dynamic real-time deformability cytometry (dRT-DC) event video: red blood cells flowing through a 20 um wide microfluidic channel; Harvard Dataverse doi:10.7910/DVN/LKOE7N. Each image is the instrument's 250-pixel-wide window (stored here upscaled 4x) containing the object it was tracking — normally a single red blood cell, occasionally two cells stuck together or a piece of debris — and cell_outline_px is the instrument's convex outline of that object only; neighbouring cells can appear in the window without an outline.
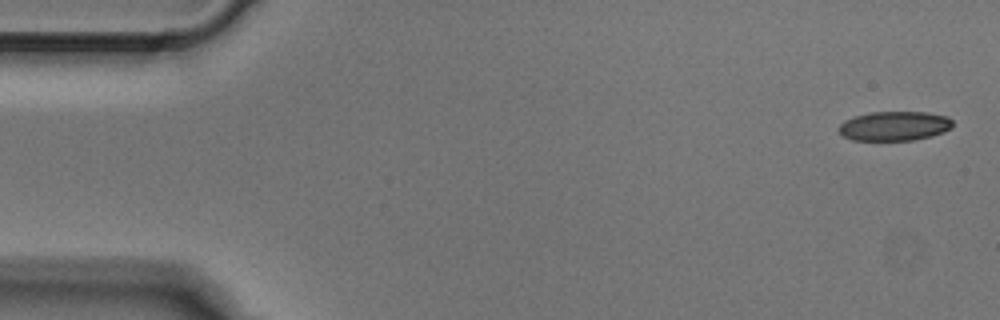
{"species": "Egyptian fruit bat (a non-hibernating species)", "species_latin": "Rousettus aegyptiacus", "temperature_condition": "cold", "stored_images_in_passage": 5, "camera_frame_rate_fps": 3000, "um_per_image_px": 0.085, "animal": {"sex": "male"}, "frame": {"image": 1, "passage_image": 1, "time_ms": 0.0, "image_size_px": [1000, 320], "cell_outline_px": [[952, 128], [944, 132], [932, 136], [912, 140], [852, 140], [844, 136], [836, 128], [844, 120], [868, 112], [928, 112], [948, 116], [952, 120]], "centroid_in_image_um": [76.04, 10.7], "position_along_channel_um": 9.0, "area_um2": 19.65}}
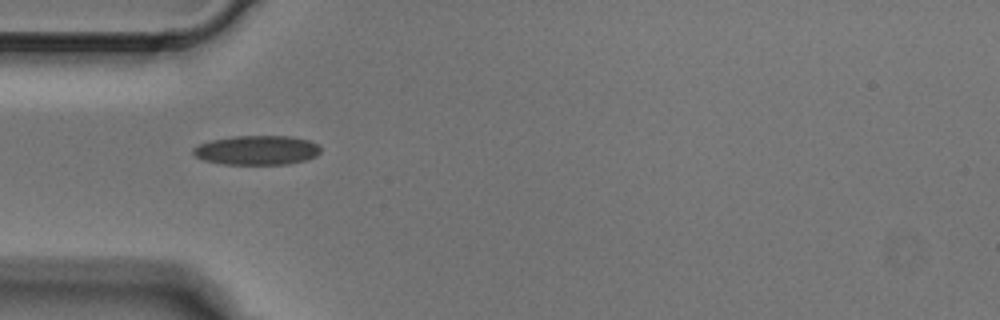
{"frame": {"image": 2, "passage_image": 4, "time_ms": 1.0, "image_size_px": [1000, 320], "cell_outline_px": [[320, 152], [316, 156], [304, 160], [288, 164], [224, 164], [204, 160], [196, 156], [192, 152], [192, 148], [200, 144], [212, 140], [236, 136], [288, 136], [308, 140], [320, 144]], "centroid_in_image_um": [21.86, 12.76], "position_along_channel_um": 63.1, "area_um2": 21.68}}
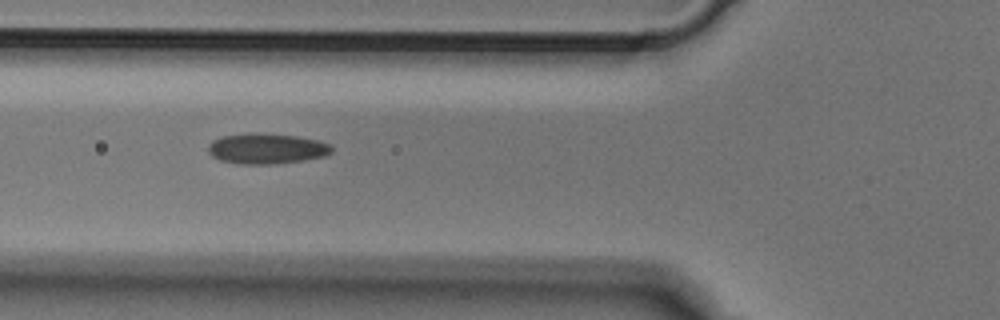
{"frame": {"image": 3, "passage_image": 5, "time_ms": 1.333, "image_size_px": [1000, 320], "cell_outline_px": [[332, 152], [328, 156], [304, 160], [272, 164], [240, 164], [220, 160], [212, 156], [208, 152], [208, 144], [212, 140], [224, 136], [248, 132], [256, 132], [296, 136], [320, 140], [332, 144]], "centroid_in_image_um": [22.69, 12.62], "position_along_channel_um": 103.1, "area_um2": 22.31}}